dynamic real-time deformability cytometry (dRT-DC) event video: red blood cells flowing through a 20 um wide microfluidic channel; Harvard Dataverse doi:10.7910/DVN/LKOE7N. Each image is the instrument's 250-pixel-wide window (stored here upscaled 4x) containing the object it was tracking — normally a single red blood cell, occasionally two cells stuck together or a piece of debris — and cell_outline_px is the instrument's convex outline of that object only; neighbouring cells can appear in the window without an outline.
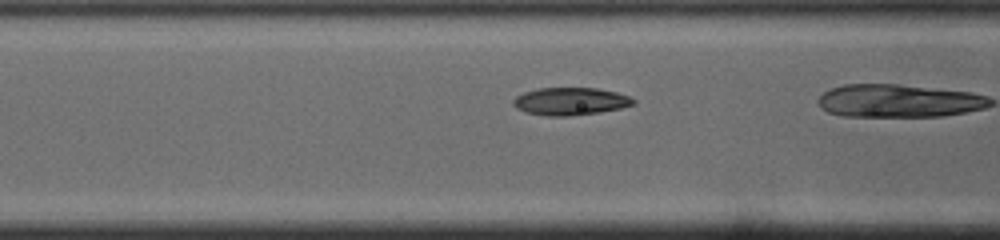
{"species": "common noctule bat (a hibernating species)", "species_latin": "Nyctalus noctula", "temperature_condition": "cold", "stored_images_in_passage": 23, "camera_frame_rate_fps": 3000, "um_per_image_px": 0.085, "animal": {"sex": "male", "body_mass_g": 19.0, "forearm_length_mm": 50.8}, "frame": {"image": 1, "passage_image": 4, "time_ms": 1.0, "image_size_px": [1000, 240], "cell_outline_px": [[636, 104], [620, 108], [600, 112], [568, 116], [548, 116], [528, 112], [516, 108], [512, 104], [512, 100], [516, 96], [524, 92], [536, 88], [596, 88], [616, 92], [628, 96], [636, 100]], "centroid_in_image_um": [48.48, 8.61], "position_along_channel_um": 118.1, "area_um2": 19.31}}
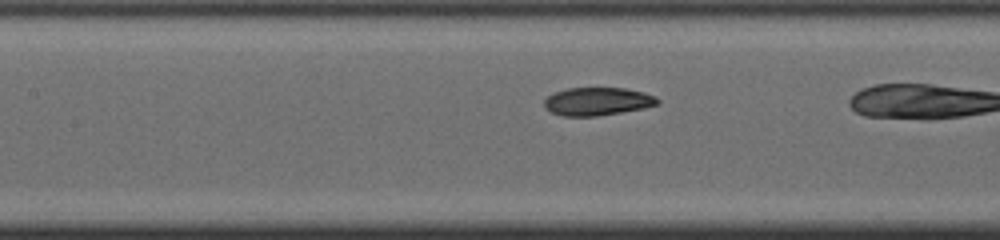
{"frame": {"image": 2, "passage_image": 7, "time_ms": 2.0, "image_size_px": [1000, 240], "cell_outline_px": [[660, 104], [644, 108], [596, 116], [564, 116], [552, 112], [544, 108], [544, 100], [548, 96], [556, 92], [568, 88], [624, 88], [644, 92], [656, 96], [660, 100]], "centroid_in_image_um": [50.81, 8.62], "position_along_channel_um": 156.6, "area_um2": 18.5}}
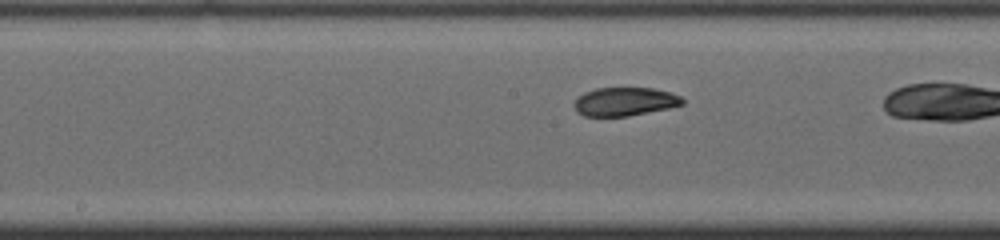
{"frame": {"image": 3, "passage_image": 10, "time_ms": 3.0, "image_size_px": [1000, 240], "cell_outline_px": [[684, 104], [668, 108], [628, 116], [584, 116], [576, 112], [572, 104], [584, 92], [596, 88], [652, 88], [668, 92], [680, 96], [684, 100]], "centroid_in_image_um": [53.07, 8.64], "position_along_channel_um": 195.1, "area_um2": 17.92}}